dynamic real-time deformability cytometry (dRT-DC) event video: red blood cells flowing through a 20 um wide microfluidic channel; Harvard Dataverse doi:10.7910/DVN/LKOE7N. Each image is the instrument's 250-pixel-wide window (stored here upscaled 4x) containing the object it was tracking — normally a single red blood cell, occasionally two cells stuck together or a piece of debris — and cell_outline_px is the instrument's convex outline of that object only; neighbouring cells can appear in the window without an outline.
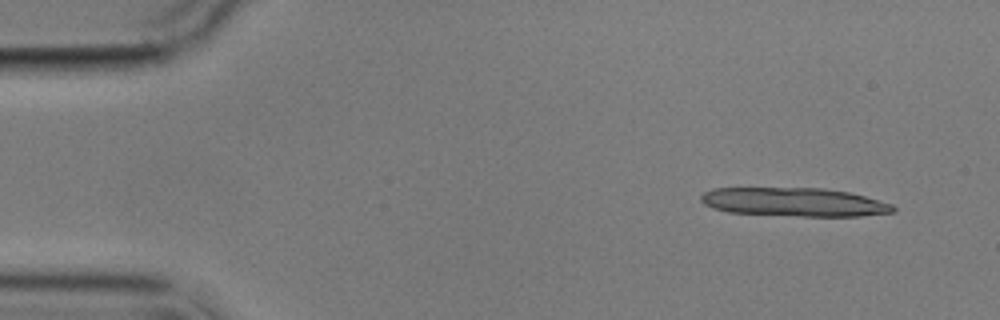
{"species": "common noctule bat (a hibernating species)", "species_latin": "Nyctalus noctula", "temperature_condition": "cold", "stored_images_in_passage": 5, "camera_frame_rate_fps": 3000, "um_per_image_px": 0.085, "animal": {"sex": "male", "body_mass_g": 17.9}, "frame": {"image": 1, "passage_image": 1, "time_ms": 0.0, "image_size_px": [1000, 320], "cell_outline_px": [[896, 212], [860, 216], [800, 216], [728, 212], [712, 208], [704, 204], [700, 200], [700, 196], [704, 192], [712, 188], [824, 188], [848, 192], [864, 196], [892, 204], [896, 208]], "centroid_in_image_um": [67.49, 17.17], "position_along_channel_um": 17.5, "area_um2": 32.14}}
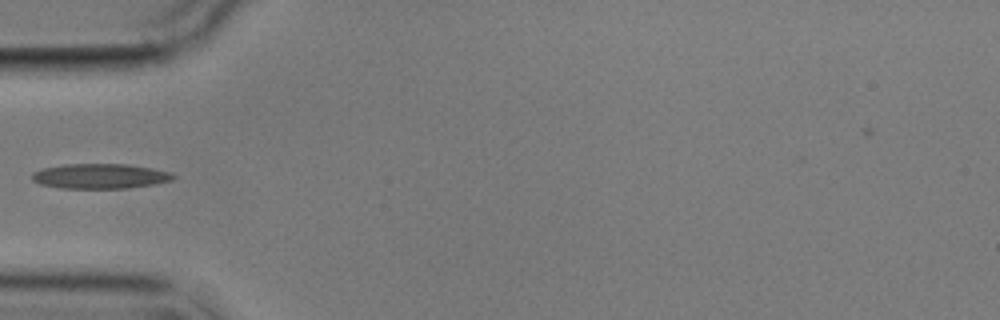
{"frame": {"image": 2, "passage_image": 5, "time_ms": 4.667, "image_size_px": [1000, 320], "cell_outline_px": [[176, 176], [172, 180], [156, 184], [128, 188], [60, 188], [40, 184], [32, 180], [32, 172], [40, 168], [64, 164], [128, 164], [152, 168], [172, 172]], "centroid_in_image_um": [8.51, 14.97], "position_along_channel_um": 76.5, "area_um2": 20.75}}